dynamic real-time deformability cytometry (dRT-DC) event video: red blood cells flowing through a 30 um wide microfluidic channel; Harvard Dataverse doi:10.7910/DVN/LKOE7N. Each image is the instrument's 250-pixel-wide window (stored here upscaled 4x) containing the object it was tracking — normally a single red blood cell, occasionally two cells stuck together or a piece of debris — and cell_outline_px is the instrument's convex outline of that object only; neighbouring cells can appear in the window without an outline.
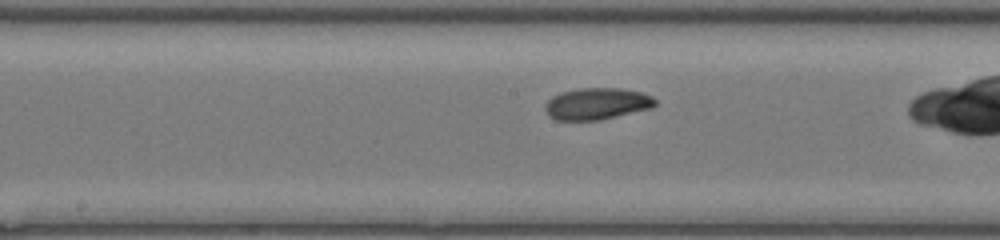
{"species": "common noctule bat (a hibernating species)", "species_latin": "Nyctalus noctula", "temperature_condition": "room temperature", "stored_images_in_passage": 27, "camera_frame_rate_fps": 3000, "um_per_image_px": 0.085, "animal": {"sex": "female", "body_mass_g": 17.0, "forearm_length_mm": 48.0}, "frame": {"image": 1, "passage_image": 14, "time_ms": 4.333, "image_size_px": [1000, 240], "cell_outline_px": [[656, 104], [652, 108], [600, 120], [556, 120], [548, 116], [544, 108], [544, 104], [552, 96], [560, 92], [580, 88], [620, 88], [640, 92], [652, 96], [656, 100]], "centroid_in_image_um": [50.71, 8.82], "position_along_channel_um": 197.5, "area_um2": 20.46}}
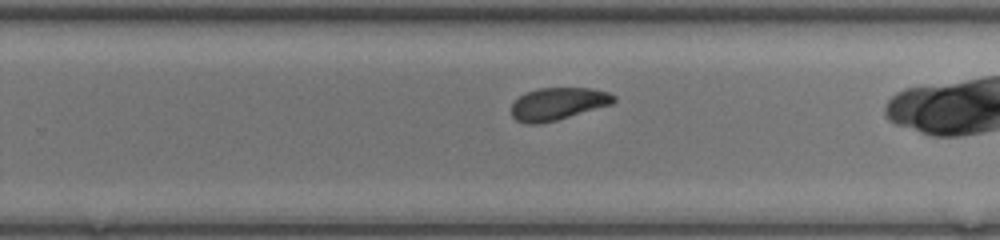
{"frame": {"image": 2, "passage_image": 20, "time_ms": 6.333, "image_size_px": [1000, 240], "cell_outline_px": [[616, 100], [612, 104], [556, 120], [540, 124], [524, 124], [516, 120], [512, 116], [512, 104], [524, 92], [540, 88], [592, 88], [608, 92], [616, 96]], "centroid_in_image_um": [47.42, 8.82], "position_along_channel_um": 282.4, "area_um2": 19.36}}
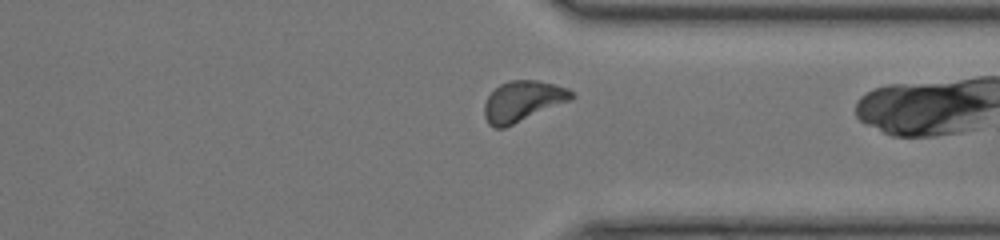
{"frame": {"image": 3, "passage_image": 26, "time_ms": 8.333, "image_size_px": [1000, 240], "cell_outline_px": [[576, 96], [572, 100], [504, 128], [492, 128], [488, 124], [484, 116], [484, 104], [488, 96], [500, 84], [508, 80], [536, 80], [568, 88]], "centroid_in_image_um": [44.42, 8.61], "position_along_channel_um": 367.0, "area_um2": 20.69}}